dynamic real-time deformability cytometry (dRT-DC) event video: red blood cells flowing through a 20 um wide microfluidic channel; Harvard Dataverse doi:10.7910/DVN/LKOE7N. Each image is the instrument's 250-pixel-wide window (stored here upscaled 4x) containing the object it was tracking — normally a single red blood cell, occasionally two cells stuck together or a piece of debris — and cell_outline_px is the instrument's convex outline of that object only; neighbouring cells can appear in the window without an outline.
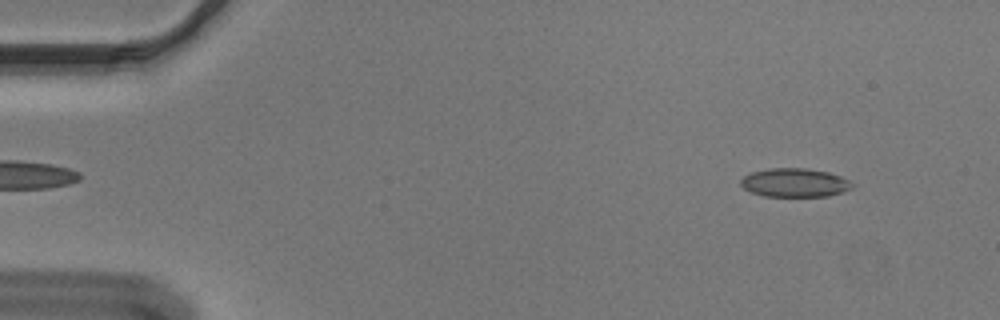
{"species": "Egyptian fruit bat (a non-hibernating species)", "species_latin": "Rousettus aegyptiacus", "temperature_condition": "cold", "stored_images_in_passage": 52, "camera_frame_rate_fps": 3000, "um_per_image_px": 0.085, "animal": {"sex": "male"}, "frame": {"image": 1, "passage_image": 3, "time_ms": 0.667, "image_size_px": [1000, 320], "cell_outline_px": [[856, 184], [852, 188], [844, 192], [828, 196], [764, 196], [752, 192], [744, 188], [740, 184], [740, 180], [744, 176], [752, 172], [768, 168], [804, 168], [828, 172], [840, 176]], "centroid_in_image_um": [67.57, 15.53], "position_along_channel_um": 17.4, "area_um2": 18.67}}
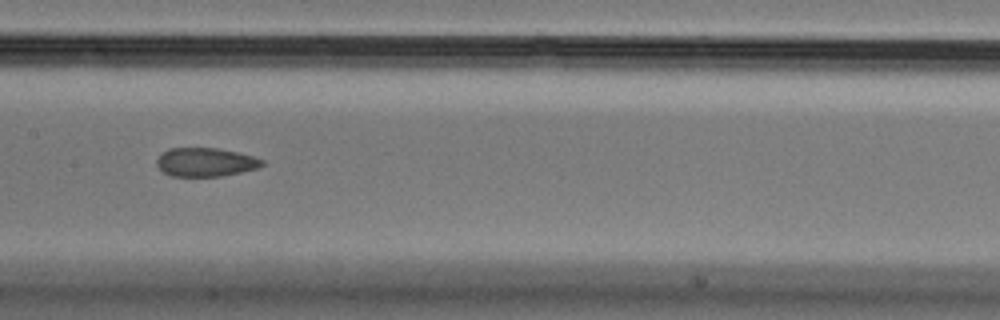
{"frame": {"image": 2, "passage_image": 25, "time_ms": 8.0, "image_size_px": [1000, 320], "cell_outline_px": [[264, 164], [256, 168], [240, 172], [220, 176], [168, 176], [156, 164], [156, 160], [168, 148], [216, 148], [236, 152], [252, 156], [264, 160]], "centroid_in_image_um": [17.45, 13.78], "position_along_channel_um": 190.0, "area_um2": 17.4}}
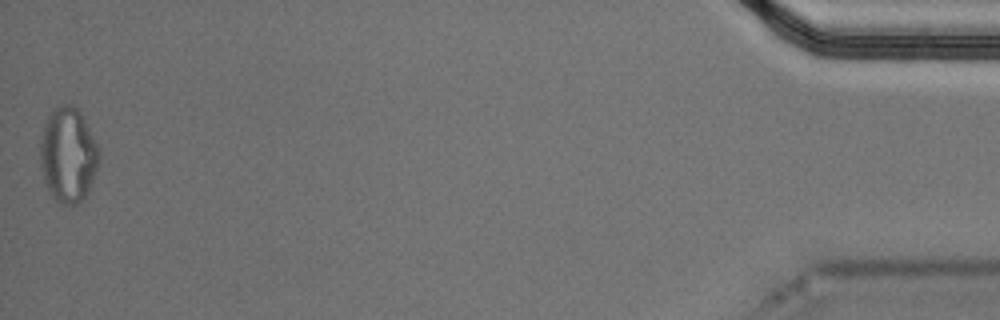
{"frame": {"image": 3, "passage_image": 52, "time_ms": 17.0, "image_size_px": [1000, 320], "cell_outline_px": [[100, 160], [88, 192], [76, 204], [60, 204], [52, 196], [44, 180], [40, 164], [40, 144], [44, 128], [48, 116], [56, 108], [64, 104], [68, 104], [76, 108], [80, 112], [100, 152]], "centroid_in_image_um": [5.79, 13.2], "position_along_channel_um": 429.4, "area_um2": 31.96}, "authors_computed_cell_mechanics": {"area_um2": 18.9295, "velocity_mm_per_s": 3.6665, "shape_relaxation_time_tau1_ms": null, "shape_relaxation_time_tau2_ms": 3.6384, "deformation_change_tau1": null, "deformation_change_tau2": 0.0991}}